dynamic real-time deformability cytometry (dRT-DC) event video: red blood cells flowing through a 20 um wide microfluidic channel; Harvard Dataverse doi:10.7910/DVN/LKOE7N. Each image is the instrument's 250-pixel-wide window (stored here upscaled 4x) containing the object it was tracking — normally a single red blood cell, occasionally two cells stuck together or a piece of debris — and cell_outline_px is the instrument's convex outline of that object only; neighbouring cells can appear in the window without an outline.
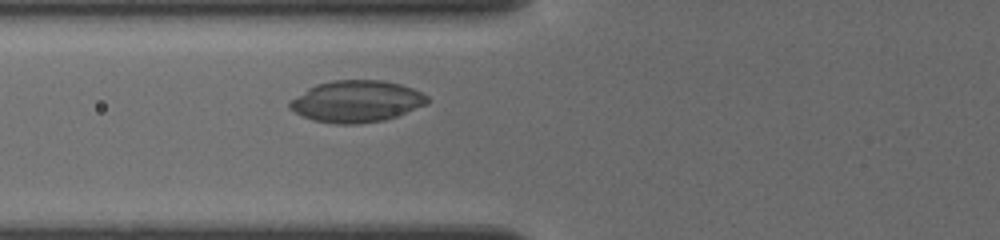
{"species": "common noctule bat (a hibernating species)", "species_latin": "Nyctalus noctula", "temperature_condition": "cold", "stored_images_in_passage": 5, "camera_frame_rate_fps": 3000, "um_per_image_px": 0.085, "animal": {"sex": "female", "body_mass_g": 19.5, "forearm_length_mm": 54.1}, "frame": {"image": 1, "passage_image": 5, "time_ms": 1.667, "image_size_px": [1000, 240], "cell_outline_px": [[428, 100], [424, 104], [396, 116], [384, 120], [356, 124], [336, 124], [312, 120], [296, 112], [288, 104], [292, 100], [308, 88], [316, 84], [332, 80], [384, 80], [400, 84], [412, 88], [428, 96]], "centroid_in_image_um": [30.3, 8.61], "position_along_channel_um": 95.5, "area_um2": 32.95}}